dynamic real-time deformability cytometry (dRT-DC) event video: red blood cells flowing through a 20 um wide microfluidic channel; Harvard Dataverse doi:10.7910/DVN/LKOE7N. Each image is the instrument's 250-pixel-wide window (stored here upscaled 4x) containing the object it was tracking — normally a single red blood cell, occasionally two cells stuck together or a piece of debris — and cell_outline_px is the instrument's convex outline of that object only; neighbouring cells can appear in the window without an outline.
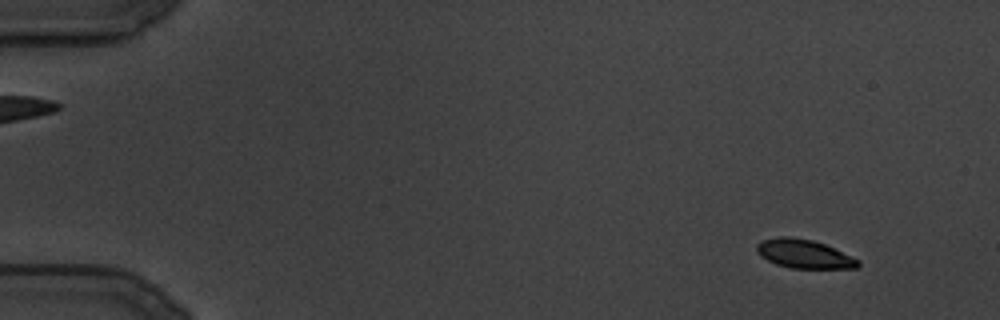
{"species": "common noctule bat (a hibernating species)", "species_latin": "Nyctalus noctula", "temperature_condition": "cold", "stored_images_in_passage": 120, "camera_frame_rate_fps": 3000, "um_per_image_px": 0.085, "animal": {"sex": "male", "body_mass_g": 19.5, "forearm_length_mm": 54.6}, "frame": {"image": 1, "passage_image": 6, "time_ms": 1.667, "image_size_px": [1000, 320], "cell_outline_px": [[860, 264], [856, 268], [788, 268], [776, 264], [760, 256], [756, 252], [756, 244], [764, 240], [776, 236], [792, 236], [812, 240], [824, 244], [860, 260]], "centroid_in_image_um": [68.31, 21.57], "position_along_channel_um": 16.7, "area_um2": 16.99}}
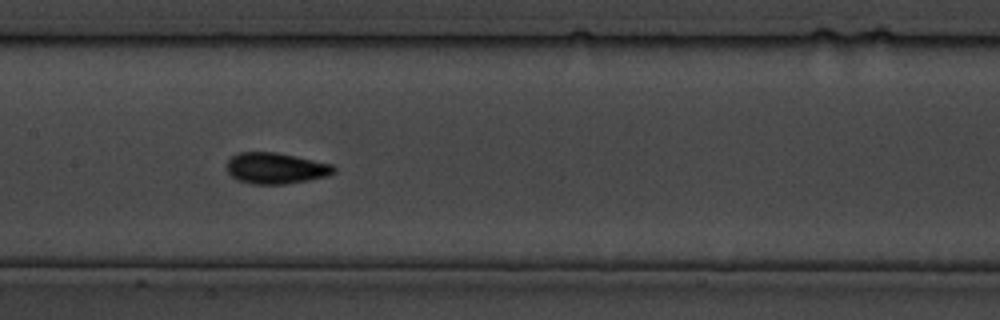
{"frame": {"image": 2, "passage_image": 58, "time_ms": 19.0, "image_size_px": [1000, 320], "cell_outline_px": [[336, 172], [328, 176], [308, 180], [284, 184], [252, 184], [236, 180], [228, 172], [228, 160], [232, 156], [240, 152], [276, 152], [296, 156], [332, 164], [336, 168]], "centroid_in_image_um": [23.46, 14.3], "position_along_channel_um": 183.9, "area_um2": 19.42}}
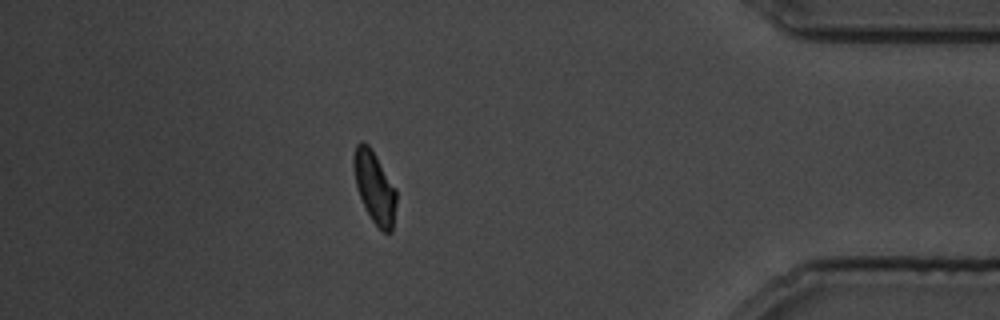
{"frame": {"image": 3, "passage_image": 105, "time_ms": 34.667, "image_size_px": [1000, 320], "cell_outline_px": [[396, 204], [392, 232], [384, 232], [372, 220], [356, 188], [352, 164], [352, 156], [356, 144], [360, 140], [368, 144], [372, 148], [396, 188]], "centroid_in_image_um": [31.82, 15.84], "position_along_channel_um": 403.4, "area_um2": 17.98}}